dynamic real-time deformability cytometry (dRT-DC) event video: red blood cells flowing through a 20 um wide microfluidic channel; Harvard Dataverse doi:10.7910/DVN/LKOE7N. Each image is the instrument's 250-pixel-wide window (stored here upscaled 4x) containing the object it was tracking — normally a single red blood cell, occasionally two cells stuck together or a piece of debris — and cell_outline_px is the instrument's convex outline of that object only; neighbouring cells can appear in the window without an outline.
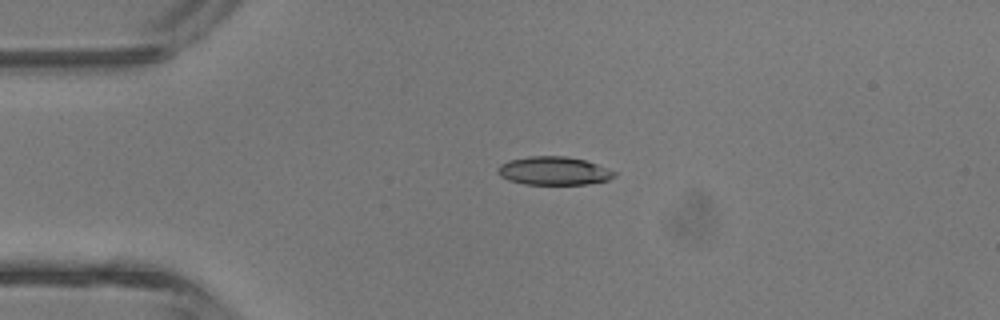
{"species": "common noctule bat (a hibernating species)", "species_latin": "Nyctalus noctula", "temperature_condition": "room temperature", "stored_images_in_passage": 35, "camera_frame_rate_fps": 3000, "um_per_image_px": 0.085, "animal": {"sex": "male", "body_mass_g": 13.3}, "frame": {"image": 1, "passage_image": 1, "time_ms": 0.0, "image_size_px": [1000, 320], "cell_outline_px": [[616, 176], [608, 180], [588, 184], [524, 184], [508, 180], [500, 176], [496, 172], [496, 168], [500, 164], [508, 160], [528, 156], [568, 156], [584, 160], [596, 164], [616, 172]], "centroid_in_image_um": [47.03, 14.52], "position_along_channel_um": 38.0, "area_um2": 19.36}}
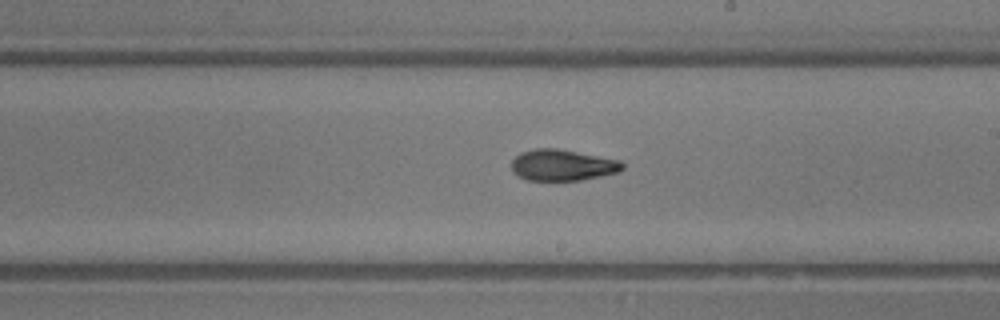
{"frame": {"image": 2, "passage_image": 16, "time_ms": 5.0, "image_size_px": [1000, 320], "cell_outline_px": [[624, 168], [620, 172], [580, 180], [528, 180], [516, 176], [512, 172], [512, 160], [520, 152], [536, 148], [556, 148], [620, 160], [624, 164]], "centroid_in_image_um": [47.8, 14.03], "position_along_channel_um": 241.2, "area_um2": 20.23}}
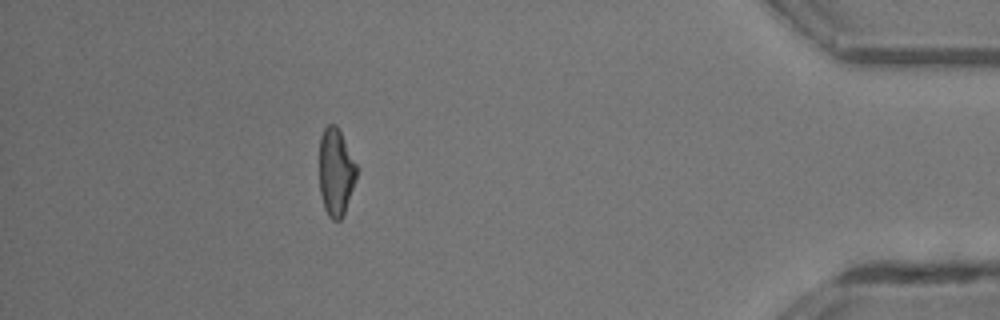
{"frame": {"image": 3, "passage_image": 30, "time_ms": 9.667, "image_size_px": [1000, 320], "cell_outline_px": [[356, 176], [344, 216], [340, 220], [332, 220], [328, 216], [324, 208], [320, 192], [320, 136], [324, 128], [328, 124], [336, 124], [356, 164]], "centroid_in_image_um": [28.53, 14.65], "position_along_channel_um": 406.7, "area_um2": 18.79}, "authors_computed_cell_mechanics": {"area_um2": 19.941, "velocity_mm_per_s": 4.7034, "shape_relaxation_time_tau1_ms": 3.8899, "shape_relaxation_time_tau2_ms": 1.8321, "deformation_change_tau1": 0.1812, "deformation_change_tau2": 0.1}}